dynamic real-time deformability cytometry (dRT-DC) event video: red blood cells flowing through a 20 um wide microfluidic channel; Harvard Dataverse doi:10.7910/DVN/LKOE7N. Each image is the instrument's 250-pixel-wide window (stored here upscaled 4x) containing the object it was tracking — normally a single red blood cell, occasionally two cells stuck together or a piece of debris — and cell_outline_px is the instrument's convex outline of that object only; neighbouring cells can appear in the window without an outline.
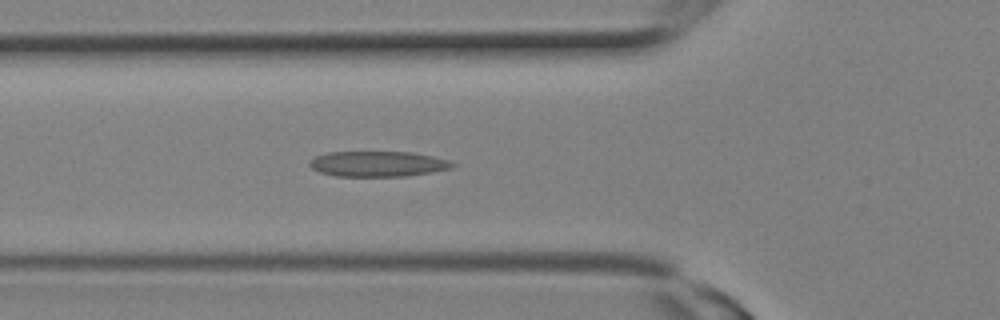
{"species": "Egyptian fruit bat (a non-hibernating species)", "species_latin": "Rousettus aegyptiacus", "temperature_condition": "room temperature", "stored_images_in_passage": 9, "camera_frame_rate_fps": 3000, "um_per_image_px": 0.085, "animal": {"sex": "female"}, "frame": {"image": 1, "passage_image": 9, "time_ms": 2.667, "image_size_px": [1000, 320], "cell_outline_px": [[456, 164], [452, 168], [432, 172], [408, 176], [336, 176], [320, 172], [312, 168], [308, 164], [308, 160], [316, 156], [328, 152], [412, 152], [432, 156], [448, 160]], "centroid_in_image_um": [32.11, 13.93], "position_along_channel_um": 93.7, "area_um2": 21.21}}